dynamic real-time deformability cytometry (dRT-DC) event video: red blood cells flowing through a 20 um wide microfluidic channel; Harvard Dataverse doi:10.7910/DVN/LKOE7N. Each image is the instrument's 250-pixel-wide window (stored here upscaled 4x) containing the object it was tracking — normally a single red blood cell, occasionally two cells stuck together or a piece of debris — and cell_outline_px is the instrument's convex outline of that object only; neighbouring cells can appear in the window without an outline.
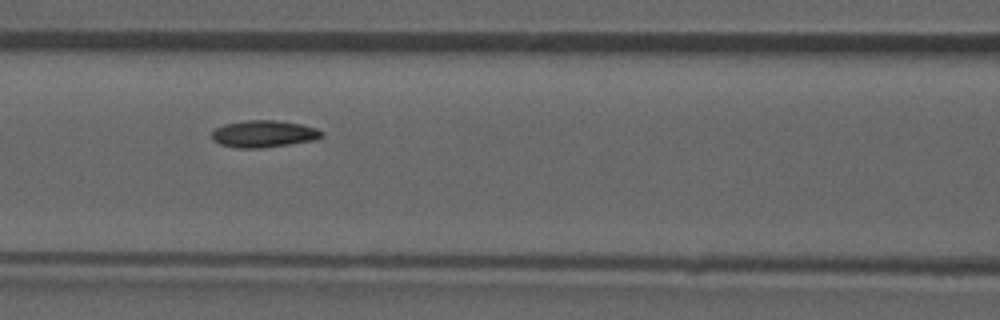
{"species": "common noctule bat (a hibernating species)", "species_latin": "Nyctalus noctula", "temperature_condition": "room temperature", "stored_images_in_passage": 36, "camera_frame_rate_fps": 3000, "um_per_image_px": 0.085, "animal": {"sex": "male", "forearm_length_mm": 52.5}, "frame": {"image": 1, "passage_image": 6, "time_ms": 1.667, "image_size_px": [1000, 320], "cell_outline_px": [[324, 136], [316, 140], [260, 148], [236, 148], [220, 144], [212, 140], [212, 132], [216, 128], [224, 124], [244, 120], [276, 120], [300, 124], [316, 128], [324, 132]], "centroid_in_image_um": [22.42, 11.37], "position_along_channel_um": 144.2, "area_um2": 17.34}}